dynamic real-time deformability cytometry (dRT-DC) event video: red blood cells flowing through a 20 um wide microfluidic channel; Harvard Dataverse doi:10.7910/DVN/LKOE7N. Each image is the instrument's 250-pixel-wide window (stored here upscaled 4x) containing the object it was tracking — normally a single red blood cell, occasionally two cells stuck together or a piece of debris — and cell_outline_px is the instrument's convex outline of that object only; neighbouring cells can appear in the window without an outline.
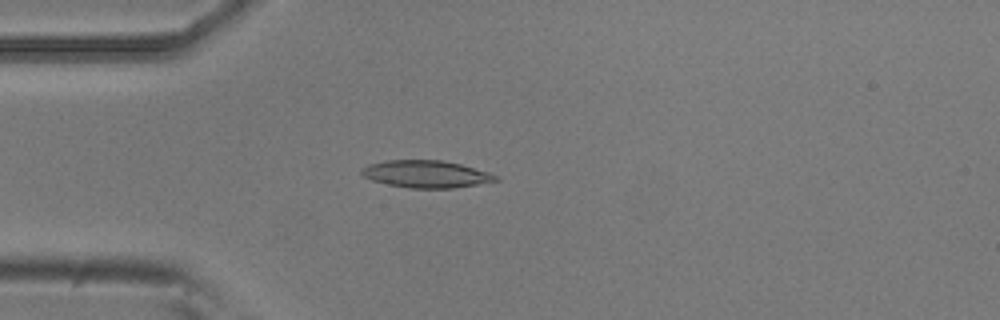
{"species": "common noctule bat (a hibernating species)", "species_latin": "Nyctalus noctula", "temperature_condition": "room temperature", "stored_images_in_passage": 47, "camera_frame_rate_fps": 3000, "um_per_image_px": 0.085, "animal": {"sex": "male", "body_mass_g": 20.5, "forearm_length_mm": 52.5}, "frame": {"image": 1, "passage_image": 8, "time_ms": 2.333, "image_size_px": [1000, 320], "cell_outline_px": [[500, 180], [452, 188], [408, 188], [388, 184], [372, 180], [364, 176], [360, 172], [360, 168], [368, 164], [384, 160], [444, 160], [460, 164], [488, 172], [500, 176]], "centroid_in_image_um": [36.2, 14.79], "position_along_channel_um": 48.8, "area_um2": 21.33}}
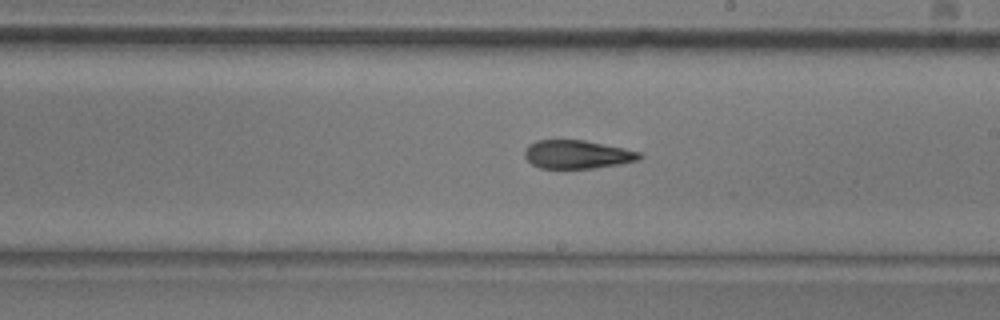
{"frame": {"image": 2, "passage_image": 24, "time_ms": 7.667, "image_size_px": [1000, 320], "cell_outline_px": [[644, 156], [640, 160], [620, 164], [596, 168], [540, 168], [532, 164], [524, 156], [524, 148], [528, 144], [536, 140], [584, 140], [624, 148], [640, 152]], "centroid_in_image_um": [49.07, 13.12], "position_along_channel_um": 239.9, "area_um2": 19.19}}
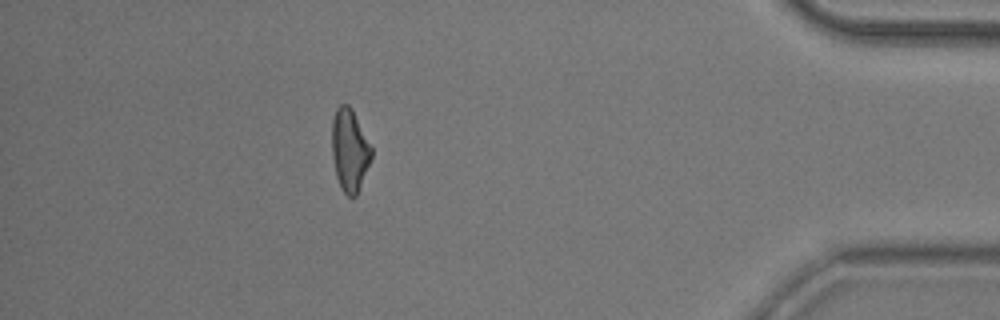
{"frame": {"image": 3, "passage_image": 41, "time_ms": 13.333, "image_size_px": [1000, 320], "cell_outline_px": [[372, 156], [356, 196], [348, 196], [340, 188], [336, 176], [332, 156], [332, 120], [336, 108], [340, 104], [348, 104], [352, 108], [372, 148]], "centroid_in_image_um": [29.7, 12.74], "position_along_channel_um": 405.5, "area_um2": 18.9}, "authors_computed_cell_mechanics": {"area_um2": 19.8254, "velocity_mm_per_s": 3.7843, "shape_relaxation_time_tau1_ms": 5.8434, "shape_relaxation_time_tau2_ms": 2.9544, "deformation_change_tau1": 0.1787, "deformation_change_tau2": 0.1205}}